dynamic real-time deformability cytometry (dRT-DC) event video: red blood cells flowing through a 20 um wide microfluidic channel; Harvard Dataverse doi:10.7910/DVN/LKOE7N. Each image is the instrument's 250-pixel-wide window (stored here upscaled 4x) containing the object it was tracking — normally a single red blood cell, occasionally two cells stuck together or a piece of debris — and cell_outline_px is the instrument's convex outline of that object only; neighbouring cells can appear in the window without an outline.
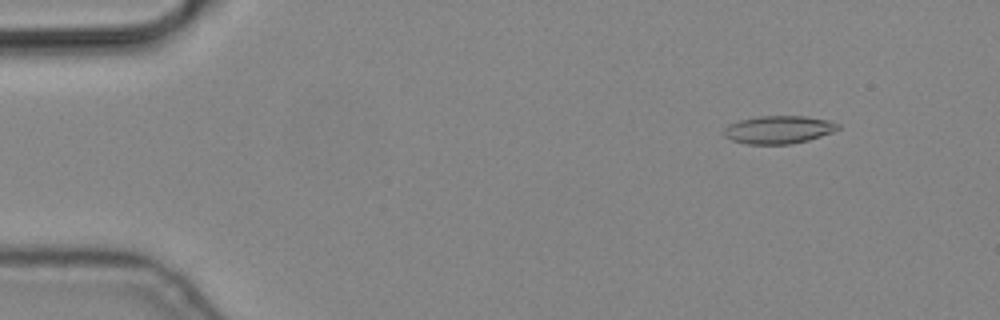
{"species": "common noctule bat (a hibernating species)", "species_latin": "Nyctalus noctula", "temperature_condition": "cold", "stored_images_in_passage": 4, "camera_frame_rate_fps": 3000, "um_per_image_px": 0.085, "animal": {"sex": "male", "body_mass_g": 19.2, "forearm_length_mm": 51.8}, "frame": {"image": 1, "passage_image": 1, "time_ms": 0.0, "image_size_px": [1000, 320], "cell_outline_px": [[840, 128], [832, 132], [808, 140], [788, 144], [748, 144], [732, 140], [724, 136], [724, 128], [728, 124], [740, 120], [760, 116], [804, 116], [828, 120], [840, 124]], "centroid_in_image_um": [66.17, 11.02], "position_along_channel_um": 18.8, "area_um2": 18.44}}
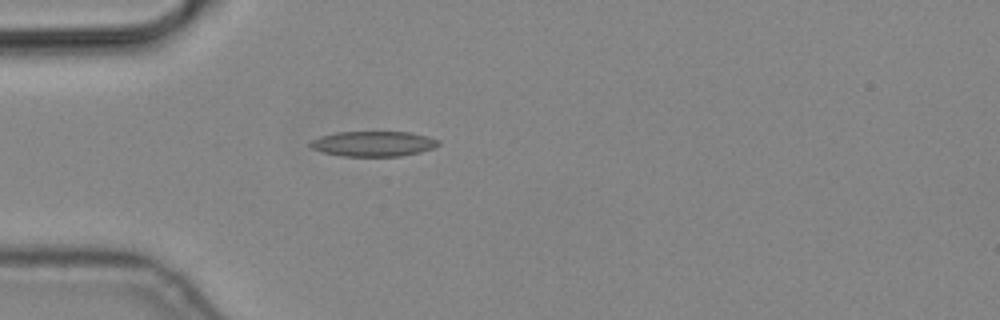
{"frame": {"image": 2, "passage_image": 4, "time_ms": 1.0, "image_size_px": [1000, 320], "cell_outline_px": [[440, 144], [432, 148], [420, 152], [400, 156], [344, 156], [324, 152], [312, 148], [308, 144], [312, 140], [320, 136], [336, 132], [412, 132], [428, 136], [440, 140]], "centroid_in_image_um": [31.76, 12.21], "position_along_channel_um": 53.2, "area_um2": 18.79}}